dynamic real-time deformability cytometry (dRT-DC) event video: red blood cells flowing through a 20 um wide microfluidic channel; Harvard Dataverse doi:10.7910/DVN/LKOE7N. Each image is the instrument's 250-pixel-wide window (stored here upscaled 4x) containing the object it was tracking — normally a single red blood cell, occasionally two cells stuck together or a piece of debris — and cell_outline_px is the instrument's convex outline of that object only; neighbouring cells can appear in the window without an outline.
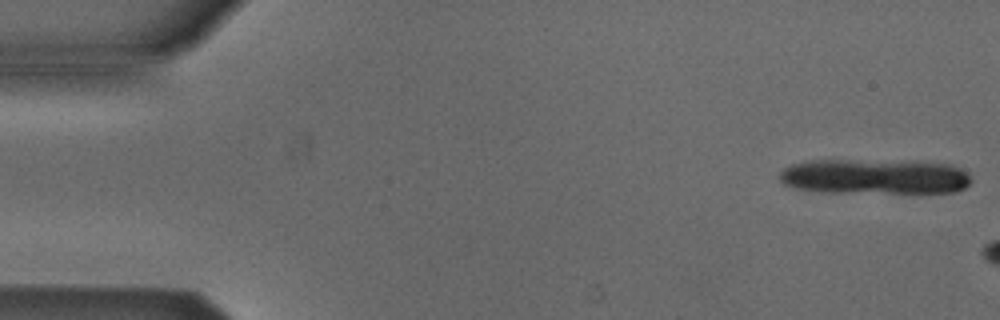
{"species": "Egyptian fruit bat (a non-hibernating species)", "species_latin": "Rousettus aegyptiacus", "temperature_condition": "cold", "stored_images_in_passage": 3, "camera_frame_rate_fps": 3000, "um_per_image_px": 0.085, "animal": {"sex": "male"}, "frame": {"image": 1, "passage_image": 1, "time_ms": 0.0, "image_size_px": [1000, 320], "cell_outline_px": [[972, 180], [964, 188], [956, 192], [824, 192], [792, 188], [784, 184], [776, 176], [784, 168], [792, 164], [808, 160], [912, 160], [952, 164], [960, 168]], "centroid_in_image_um": [74.31, 14.99], "position_along_channel_um": 10.7, "area_um2": 39.82}}